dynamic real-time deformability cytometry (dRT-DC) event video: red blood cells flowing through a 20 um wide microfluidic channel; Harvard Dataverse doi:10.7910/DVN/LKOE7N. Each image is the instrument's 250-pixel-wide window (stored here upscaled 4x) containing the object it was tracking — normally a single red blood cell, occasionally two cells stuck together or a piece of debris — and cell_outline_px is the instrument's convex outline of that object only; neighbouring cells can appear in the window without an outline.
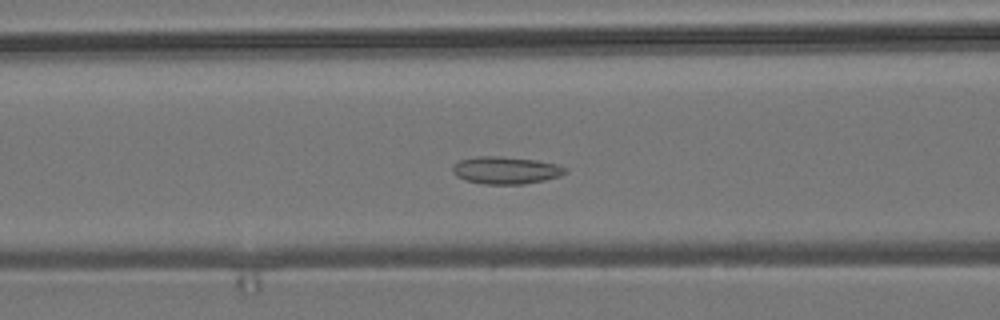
{"species": "common noctule bat (a hibernating species)", "species_latin": "Nyctalus noctula", "temperature_condition": "room temperature", "stored_images_in_passage": 56, "camera_frame_rate_fps": 3000, "um_per_image_px": 0.085, "animal": {"sex": "male", "body_mass_g": 19.2, "forearm_length_mm": 51.8}, "frame": {"image": 1, "passage_image": 23, "time_ms": 7.333, "image_size_px": [1000, 320], "cell_outline_px": [[568, 172], [560, 176], [544, 180], [524, 184], [484, 184], [464, 180], [456, 176], [452, 172], [452, 168], [460, 160], [476, 156], [500, 156], [536, 160], [556, 164], [568, 168]], "centroid_in_image_um": [43.0, 14.47], "position_along_channel_um": 123.6, "area_um2": 18.03}}
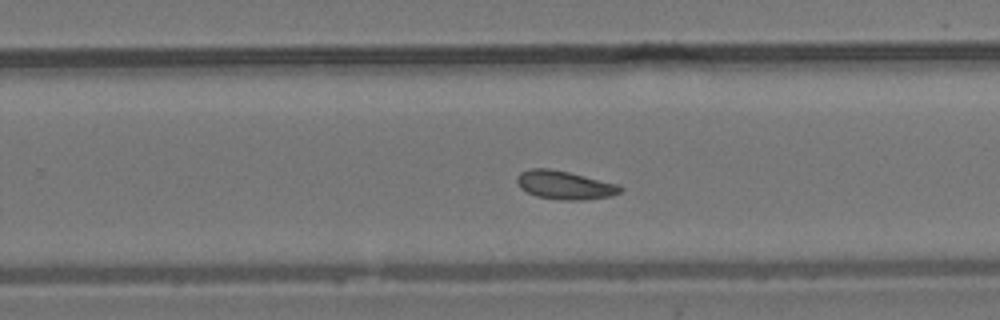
{"frame": {"image": 2, "passage_image": 36, "time_ms": 11.667, "image_size_px": [1000, 320], "cell_outline_px": [[624, 188], [620, 192], [612, 196], [584, 200], [560, 200], [536, 196], [520, 188], [516, 180], [516, 176], [520, 172], [528, 168], [548, 168], [568, 172], [620, 184]], "centroid_in_image_um": [48.0, 15.73], "position_along_channel_um": 281.8, "area_um2": 17.34}}
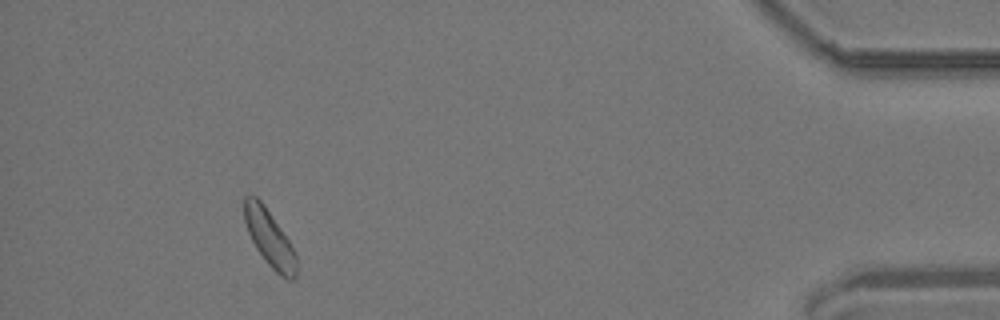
{"frame": {"image": 3, "passage_image": 52, "time_ms": 17.0, "image_size_px": [1000, 320], "cell_outline_px": [[296, 276], [292, 280], [288, 280], [280, 276], [268, 264], [256, 248], [248, 232], [244, 220], [244, 196], [256, 196], [264, 204], [296, 252]], "centroid_in_image_um": [22.9, 20.26], "position_along_channel_um": 412.3, "area_um2": 16.94}}